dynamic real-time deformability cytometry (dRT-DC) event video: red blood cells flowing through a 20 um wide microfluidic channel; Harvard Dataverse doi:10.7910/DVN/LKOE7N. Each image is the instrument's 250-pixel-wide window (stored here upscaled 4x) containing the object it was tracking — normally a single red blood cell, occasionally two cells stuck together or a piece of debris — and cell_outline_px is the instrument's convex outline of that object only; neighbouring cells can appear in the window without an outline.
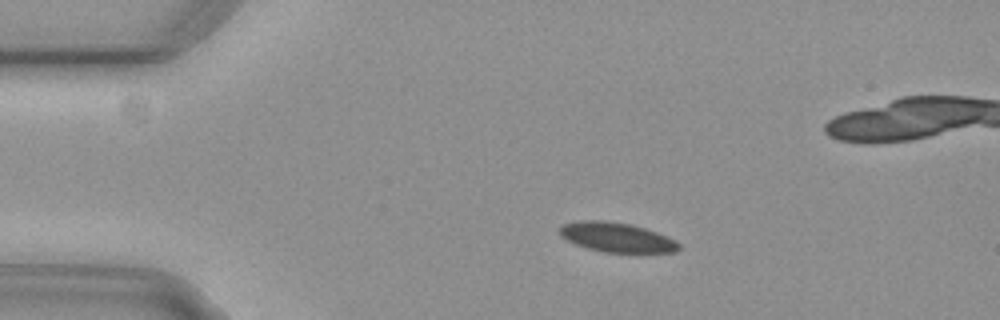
{"species": "common noctule bat (a hibernating species)", "species_latin": "Nyctalus noctula", "temperature_condition": "cold", "stored_images_in_passage": 50, "camera_frame_rate_fps": 3000, "um_per_image_px": 0.085, "animal": {"sex": "female", "body_mass_g": 29.2, "forearm_length_mm": 56.3}, "frame": {"image": 1, "passage_image": 5, "time_ms": 1.333, "image_size_px": [1000, 320], "cell_outline_px": [[680, 248], [676, 252], [636, 256], [604, 252], [588, 248], [564, 240], [560, 236], [560, 228], [564, 224], [580, 220], [604, 220], [632, 224], [656, 232], [676, 240], [680, 244]], "centroid_in_image_um": [52.5, 20.23], "position_along_channel_um": 32.5, "area_um2": 21.56}}
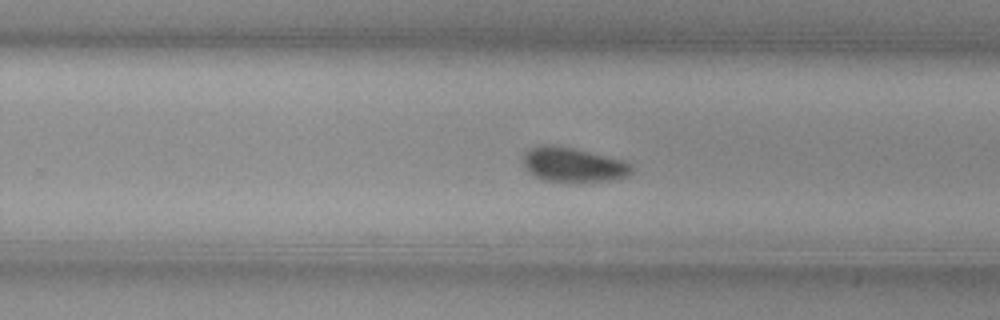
{"frame": {"image": 2, "passage_image": 29, "time_ms": 9.333, "image_size_px": [1000, 320], "cell_outline_px": [[632, 172], [628, 176], [612, 180], [580, 184], [568, 184], [544, 180], [528, 172], [524, 168], [524, 152], [528, 148], [540, 144], [548, 144], [572, 148], [620, 160], [632, 164]], "centroid_in_image_um": [48.68, 14.05], "position_along_channel_um": 281.1, "area_um2": 22.37}}
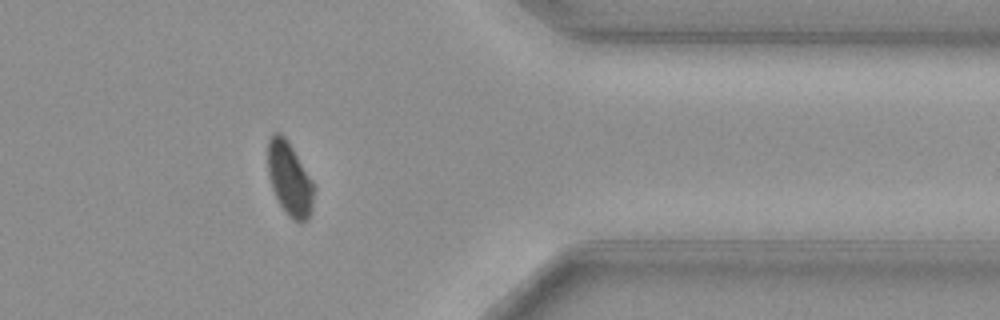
{"frame": {"image": 3, "passage_image": 39, "time_ms": 12.667, "image_size_px": [1000, 320], "cell_outline_px": [[316, 188], [312, 212], [308, 220], [300, 224], [292, 220], [288, 216], [280, 204], [272, 188], [268, 172], [268, 140], [272, 132], [280, 132], [288, 140], [316, 184]], "centroid_in_image_um": [24.67, 15.23], "position_along_channel_um": 386.7, "area_um2": 20.46}, "authors_computed_cell_mechanics": {"area_um2": 21.5016, "velocity_mm_per_s": 3.6945, "shape_relaxation_time_tau1_ms": 4.0275, "shape_relaxation_time_tau2_ms": null, "deformation_change_tau1": 0.106, "deformation_change_tau2": null}}